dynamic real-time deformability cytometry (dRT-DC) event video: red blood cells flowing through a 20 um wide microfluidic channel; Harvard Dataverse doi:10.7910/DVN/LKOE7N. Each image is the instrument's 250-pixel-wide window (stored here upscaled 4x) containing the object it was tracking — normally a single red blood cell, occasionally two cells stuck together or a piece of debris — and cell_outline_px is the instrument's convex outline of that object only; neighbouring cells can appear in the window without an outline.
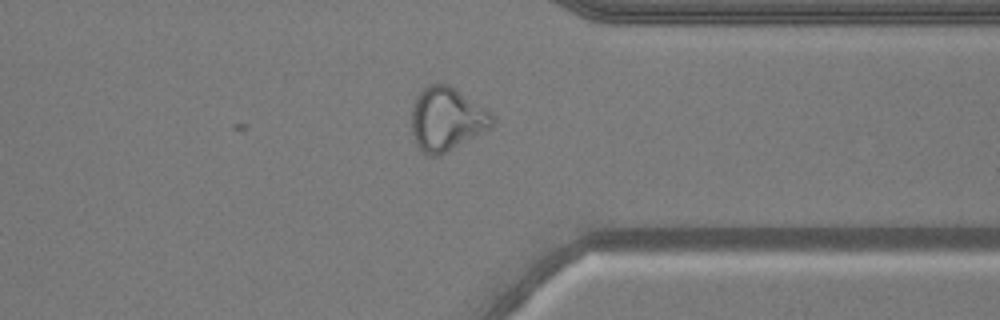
{"species": "common noctule bat (a hibernating species)", "species_latin": "Nyctalus noctula", "temperature_condition": "warm", "stored_images_in_passage": 42, "camera_frame_rate_fps": 3000, "um_per_image_px": 0.085, "animal": {"sex": "male", "body_mass_g": 20.5, "forearm_length_mm": 52.5}, "frame": {"image": 1, "passage_image": 30, "time_ms": 9.667, "image_size_px": [1000, 320], "cell_outline_px": [[496, 120], [492, 128], [436, 156], [432, 156], [424, 152], [416, 144], [412, 132], [412, 108], [416, 96], [428, 84], [448, 84], [492, 112]], "centroid_in_image_um": [37.99, 10.1], "position_along_channel_um": 373.4, "area_um2": 29.59}, "authors_computed_cell_mechanics": {"area_um2": 29.8248, "velocity_mm_per_s": 3.906, "shape_relaxation_time_tau1_ms": null, "shape_relaxation_time_tau2_ms": 1.1147, "deformation_change_tau1": null, "deformation_change_tau2": 0.0835}}